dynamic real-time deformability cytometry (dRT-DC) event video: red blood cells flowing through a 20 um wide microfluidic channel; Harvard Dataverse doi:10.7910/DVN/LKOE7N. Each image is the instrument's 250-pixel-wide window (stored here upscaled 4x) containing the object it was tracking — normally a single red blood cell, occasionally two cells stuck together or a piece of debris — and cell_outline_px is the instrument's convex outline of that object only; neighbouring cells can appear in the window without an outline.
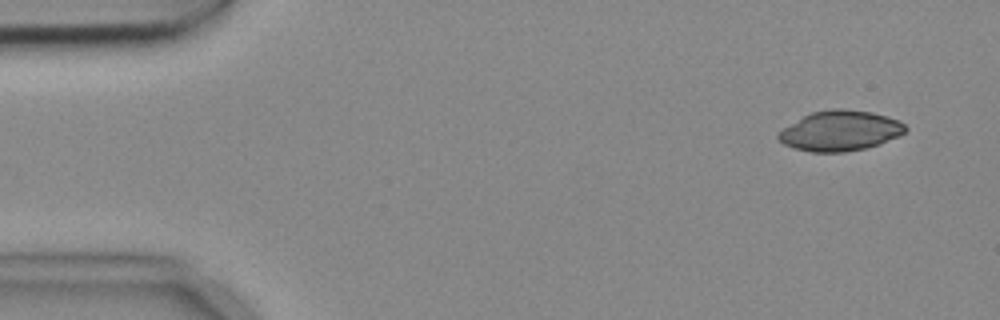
{"species": "common noctule bat (a hibernating species)", "species_latin": "Nyctalus noctula", "temperature_condition": "cold", "stored_images_in_passage": 4, "camera_frame_rate_fps": 3000, "um_per_image_px": 0.085, "animal": {"sex": "female", "body_mass_g": 18.4}, "frame": {"image": 1, "passage_image": 1, "time_ms": 0.0, "image_size_px": [1000, 320], "cell_outline_px": [[908, 128], [900, 136], [880, 144], [864, 148], [844, 152], [812, 152], [792, 148], [784, 144], [776, 136], [784, 128], [804, 116], [812, 112], [832, 108], [844, 108], [872, 112], [888, 116], [900, 120]], "centroid_in_image_um": [71.45, 11.11], "position_along_channel_um": 13.5, "area_um2": 29.82}}
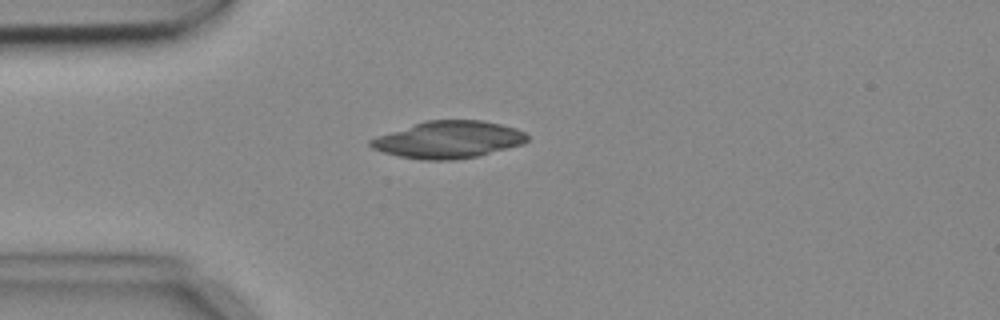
{"frame": {"image": 2, "passage_image": 4, "time_ms": 1.0, "image_size_px": [1000, 320], "cell_outline_px": [[528, 140], [524, 144], [476, 156], [452, 160], [420, 160], [400, 156], [384, 152], [372, 148], [368, 144], [368, 140], [376, 136], [424, 120], [480, 120], [500, 124], [516, 128], [524, 132], [528, 136]], "centroid_in_image_um": [38.09, 11.86], "position_along_channel_um": 46.9, "area_um2": 33.87}}